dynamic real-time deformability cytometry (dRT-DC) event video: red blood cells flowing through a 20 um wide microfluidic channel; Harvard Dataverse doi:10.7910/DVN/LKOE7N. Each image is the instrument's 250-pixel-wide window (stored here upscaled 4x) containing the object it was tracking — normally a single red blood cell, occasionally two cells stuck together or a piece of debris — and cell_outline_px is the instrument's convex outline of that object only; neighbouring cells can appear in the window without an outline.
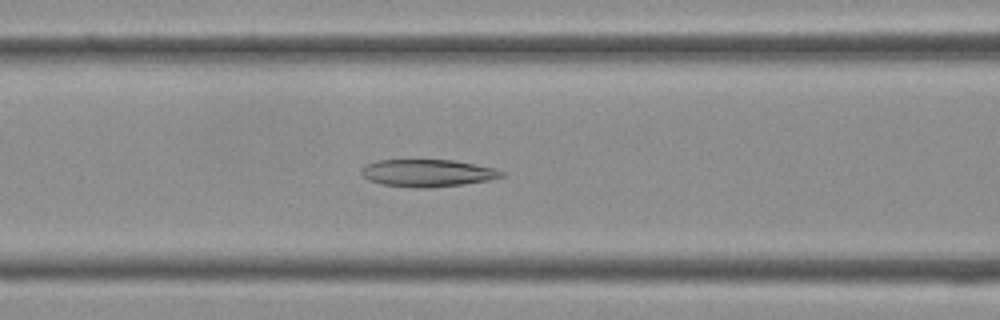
{"species": "Egyptian fruit bat (a non-hibernating species)", "species_latin": "Rousettus aegyptiacus", "temperature_condition": "cold", "stored_images_in_passage": 38, "camera_frame_rate_fps": 3000, "um_per_image_px": 0.085, "frame": {"image": 1, "passage_image": 15, "time_ms": 4.667, "image_size_px": [1000, 320], "cell_outline_px": [[504, 176], [488, 180], [464, 184], [428, 188], [416, 188], [380, 184], [368, 180], [360, 172], [368, 164], [376, 160], [452, 160], [496, 168], [504, 172]], "centroid_in_image_um": [36.35, 14.71], "position_along_channel_um": 130.2, "area_um2": 22.25}}
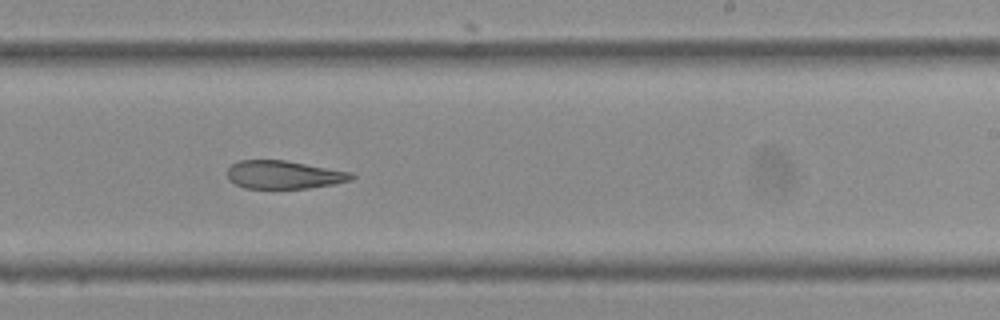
{"frame": {"image": 2, "passage_image": 23, "time_ms": 7.333, "image_size_px": [1000, 320], "cell_outline_px": [[356, 176], [352, 180], [332, 184], [308, 188], [244, 188], [228, 180], [228, 168], [232, 164], [240, 160], [284, 160], [352, 172]], "centroid_in_image_um": [24.13, 14.85], "position_along_channel_um": 264.9, "area_um2": 20.29}}
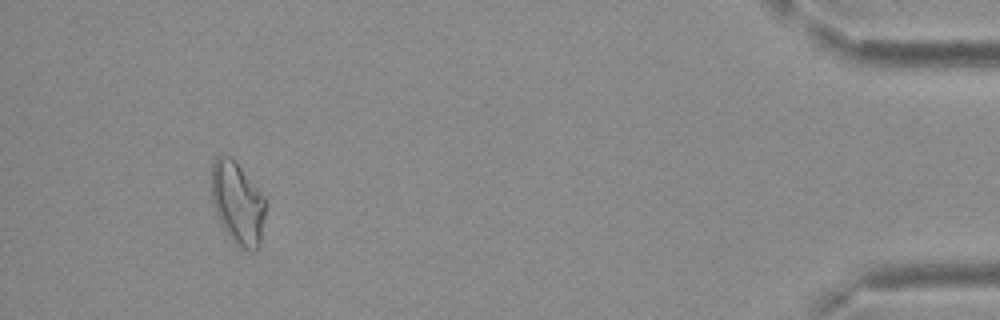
{"frame": {"image": 3, "passage_image": 36, "time_ms": 11.667, "image_size_px": [1000, 320], "cell_outline_px": [[268, 200], [260, 244], [256, 252], [248, 252], [236, 244], [228, 236], [212, 204], [212, 164], [216, 156], [232, 156], [236, 160]], "centroid_in_image_um": [20.24, 17.26], "position_along_channel_um": 415.0, "area_um2": 26.53}}